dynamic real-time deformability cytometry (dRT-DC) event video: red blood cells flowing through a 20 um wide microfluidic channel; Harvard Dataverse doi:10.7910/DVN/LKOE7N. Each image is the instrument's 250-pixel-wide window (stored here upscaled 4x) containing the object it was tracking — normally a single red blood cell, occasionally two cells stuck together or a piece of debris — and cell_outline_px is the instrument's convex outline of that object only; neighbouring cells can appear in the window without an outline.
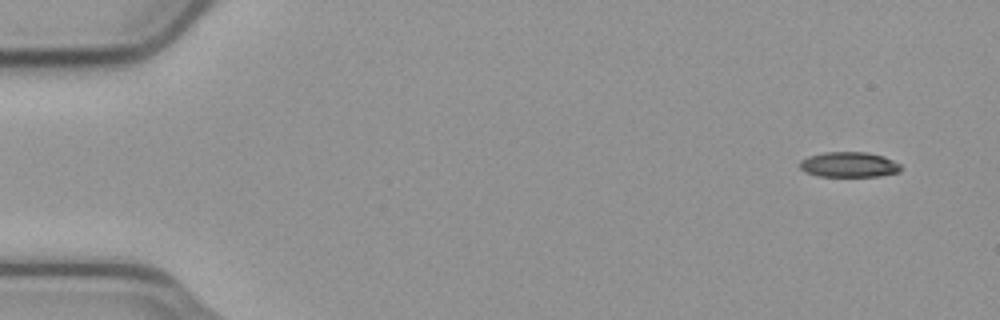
{"species": "common noctule bat (a hibernating species)", "species_latin": "Nyctalus noctula", "temperature_condition": "cold", "stored_images_in_passage": 52, "camera_frame_rate_fps": 3000, "um_per_image_px": 0.085, "animal": {"sex": "male", "body_mass_g": 23.1, "forearm_length_mm": 52.7}, "frame": {"image": 1, "passage_image": 1, "time_ms": 0.0, "image_size_px": [1000, 320], "cell_outline_px": [[900, 172], [880, 176], [820, 176], [804, 172], [800, 168], [800, 160], [808, 156], [824, 152], [868, 152], [884, 156], [900, 164]], "centroid_in_image_um": [72.15, 13.99], "position_along_channel_um": 12.8, "area_um2": 14.91}}
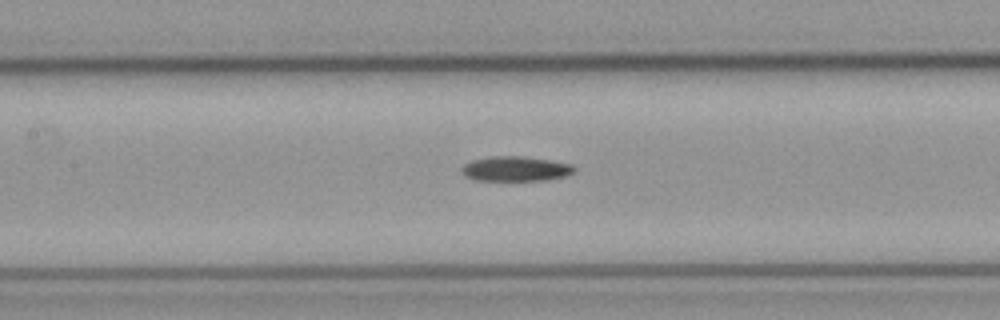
{"frame": {"image": 2, "passage_image": 23, "time_ms": 7.333, "image_size_px": [1000, 320], "cell_outline_px": [[576, 172], [568, 176], [548, 180], [476, 180], [464, 176], [460, 172], [460, 168], [464, 164], [472, 160], [492, 156], [524, 156], [552, 160], [572, 164], [576, 168]], "centroid_in_image_um": [43.86, 14.34], "position_along_channel_um": 163.5, "area_um2": 16.65}}
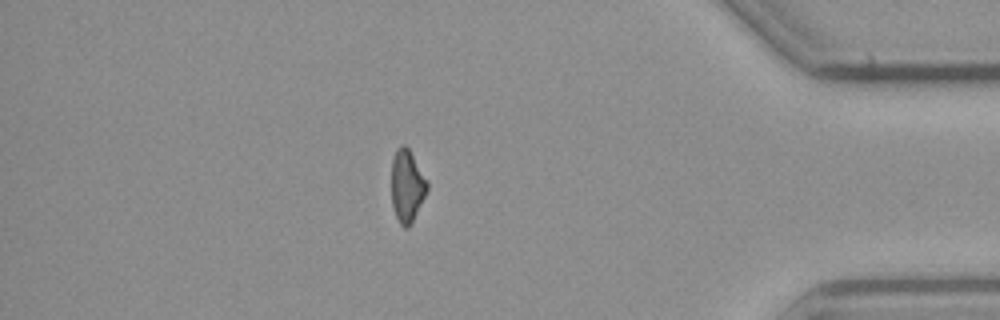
{"frame": {"image": 3, "passage_image": 45, "time_ms": 14.667, "image_size_px": [1000, 320], "cell_outline_px": [[428, 188], [412, 224], [408, 228], [404, 228], [400, 224], [392, 208], [392, 160], [396, 148], [400, 144], [404, 144], [408, 148], [428, 180]], "centroid_in_image_um": [34.6, 15.81], "position_along_channel_um": 400.6, "area_um2": 15.2}}